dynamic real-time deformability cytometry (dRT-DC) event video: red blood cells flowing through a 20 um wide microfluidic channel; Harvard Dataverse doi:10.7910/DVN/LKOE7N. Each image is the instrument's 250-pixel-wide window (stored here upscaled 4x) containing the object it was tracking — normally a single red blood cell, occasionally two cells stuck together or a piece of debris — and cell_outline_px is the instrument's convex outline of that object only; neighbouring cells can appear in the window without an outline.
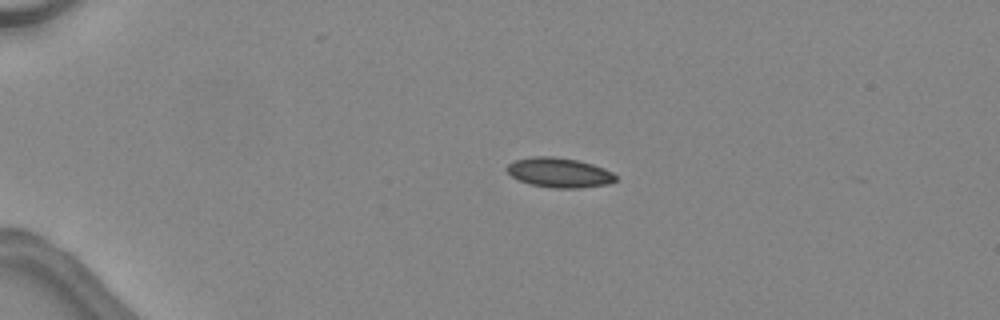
{"species": "common noctule bat (a hibernating species)", "species_latin": "Nyctalus noctula", "temperature_condition": "warm", "stored_images_in_passage": 36, "camera_frame_rate_fps": 3000, "um_per_image_px": 0.085, "animal": {"sex": "female", "body_mass_g": 24.6, "forearm_length_mm": 56.2}, "frame": {"image": 1, "passage_image": 1, "time_ms": 0.0, "image_size_px": [1000, 320], "cell_outline_px": [[616, 180], [608, 184], [580, 188], [552, 188], [532, 184], [520, 180], [512, 176], [504, 168], [508, 164], [516, 160], [532, 156], [552, 156], [576, 160], [592, 164], [604, 168], [612, 172], [616, 176]], "centroid_in_image_um": [47.53, 14.67], "position_along_channel_um": 37.5, "area_um2": 18.73}}
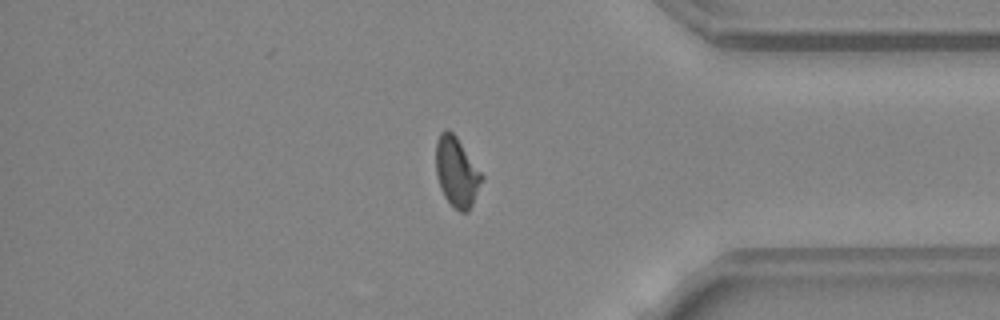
{"frame": {"image": 2, "passage_image": 30, "time_ms": 9.667, "image_size_px": [1000, 320], "cell_outline_px": [[484, 176], [472, 204], [468, 212], [460, 212], [444, 196], [440, 188], [436, 172], [436, 144], [440, 132], [444, 128], [448, 128], [456, 136]], "centroid_in_image_um": [38.81, 14.59], "position_along_channel_um": 396.4, "area_um2": 18.44}}
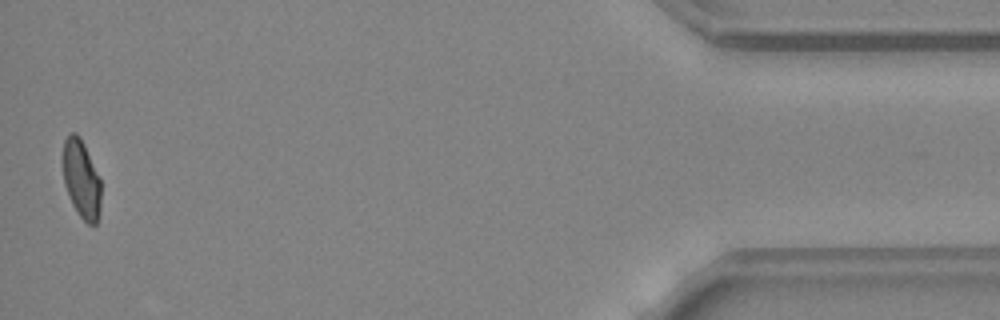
{"frame": {"image": 3, "passage_image": 36, "time_ms": 11.667, "image_size_px": [1000, 320], "cell_outline_px": [[100, 212], [96, 224], [88, 224], [80, 216], [72, 204], [64, 184], [60, 160], [64, 140], [72, 132], [76, 132], [80, 136], [84, 144], [100, 180]], "centroid_in_image_um": [6.87, 15.19], "position_along_channel_um": 428.3, "area_um2": 17.63}, "authors_computed_cell_mechanics": {"area_um2": 18.7272, "velocity_mm_per_s": 4.5547, "shape_relaxation_time_tau1_ms": null, "shape_relaxation_time_tau2_ms": 1.6134, "deformation_change_tau1": null, "deformation_change_tau2": 0.058}}